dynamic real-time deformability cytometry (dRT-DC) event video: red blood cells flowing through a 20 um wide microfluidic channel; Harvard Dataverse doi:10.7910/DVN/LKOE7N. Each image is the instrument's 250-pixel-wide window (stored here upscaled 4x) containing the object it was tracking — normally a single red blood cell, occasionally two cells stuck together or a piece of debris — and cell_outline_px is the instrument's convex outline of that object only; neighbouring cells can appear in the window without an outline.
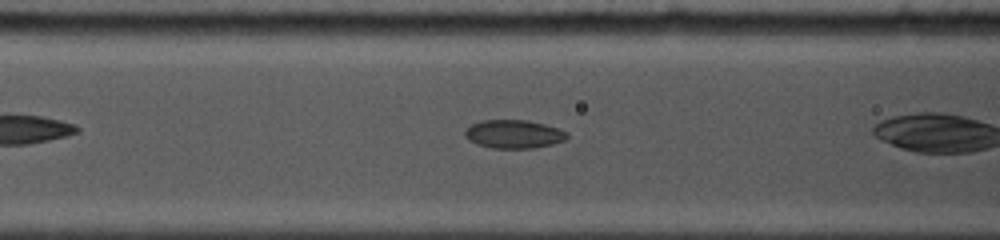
{"species": "common noctule bat (a hibernating species)", "species_latin": "Nyctalus noctula", "temperature_condition": "cold", "stored_images_in_passage": 20, "camera_frame_rate_fps": 5000, "um_per_image_px": 0.085, "animal": {"sex": "female", "body_mass_g": 19.0, "forearm_length_mm": 53.3}, "frame": {"image": 1, "passage_image": 9, "time_ms": 2.0, "image_size_px": [1000, 240], "cell_outline_px": [[568, 136], [564, 140], [552, 144], [532, 148], [492, 148], [476, 144], [468, 140], [464, 136], [464, 132], [472, 124], [480, 120], [528, 120], [544, 124], [568, 132]], "centroid_in_image_um": [43.64, 11.4], "position_along_channel_um": 123.0, "area_um2": 16.88}}